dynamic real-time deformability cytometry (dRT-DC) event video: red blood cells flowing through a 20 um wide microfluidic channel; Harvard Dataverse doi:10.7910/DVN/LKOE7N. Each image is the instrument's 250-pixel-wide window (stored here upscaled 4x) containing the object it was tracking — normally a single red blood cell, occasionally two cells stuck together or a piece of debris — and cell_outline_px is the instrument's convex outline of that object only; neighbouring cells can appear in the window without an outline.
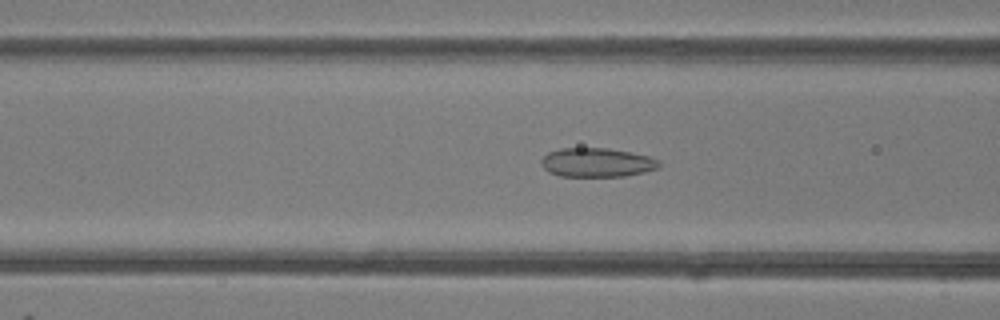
{"species": "common noctule bat (a hibernating species)", "species_latin": "Nyctalus noctula", "temperature_condition": "room temperature", "stored_images_in_passage": 48, "camera_frame_rate_fps": 3000, "um_per_image_px": 0.085, "animal": {"sex": "female"}, "frame": {"image": 1, "passage_image": 19, "time_ms": 6.0, "image_size_px": [1000, 320], "cell_outline_px": [[660, 168], [644, 172], [624, 176], [560, 176], [548, 172], [540, 164], [540, 160], [548, 152], [560, 148], [608, 148], [648, 156], [660, 160]], "centroid_in_image_um": [50.72, 13.81], "position_along_channel_um": 115.9, "area_um2": 20.0}}
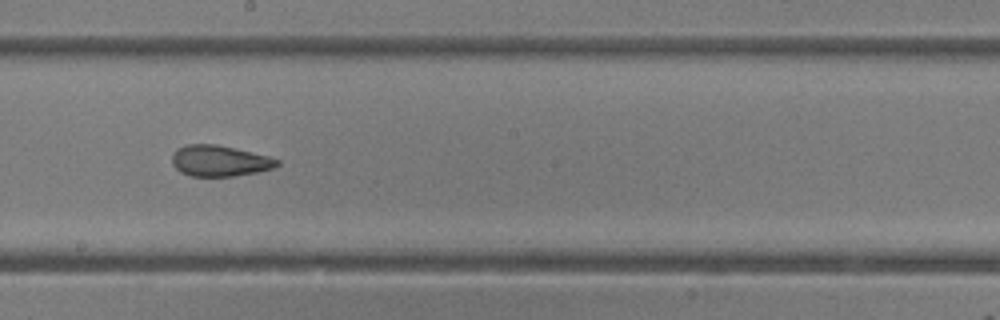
{"frame": {"image": 2, "passage_image": 27, "time_ms": 8.667, "image_size_px": [1000, 320], "cell_outline_px": [[280, 164], [272, 168], [256, 172], [232, 176], [192, 176], [180, 172], [172, 164], [172, 156], [176, 148], [188, 144], [216, 144], [268, 156], [280, 160]], "centroid_in_image_um": [18.64, 13.67], "position_along_channel_um": 229.6, "area_um2": 18.84}}
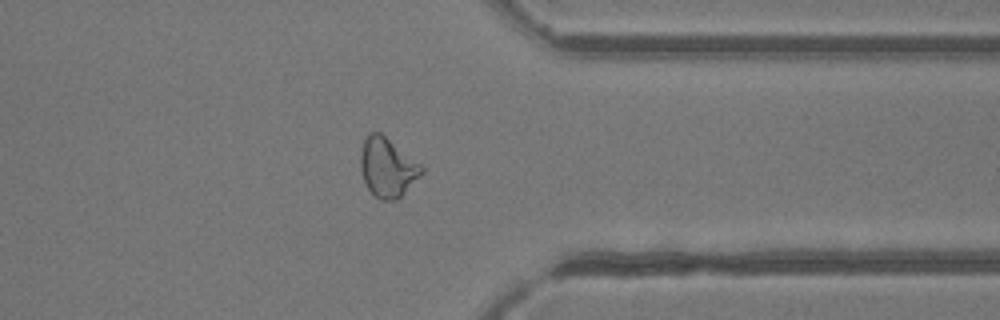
{"frame": {"image": 3, "passage_image": 38, "time_ms": 12.333, "image_size_px": [1000, 320], "cell_outline_px": [[424, 172], [396, 200], [380, 200], [368, 188], [364, 180], [360, 168], [360, 152], [364, 140], [368, 132], [380, 132], [420, 164], [424, 168]], "centroid_in_image_um": [32.91, 14.22], "position_along_channel_um": 378.5, "area_um2": 20.75}, "authors_computed_cell_mechanics": {"area_um2": 22.0507, "velocity_mm_per_s": 4.2598, "shape_relaxation_time_tau1_ms": 8.7064, "shape_relaxation_time_tau2_ms": 1.5788, "deformation_change_tau1": 0.1492, "deformation_change_tau2": 0.0794}}